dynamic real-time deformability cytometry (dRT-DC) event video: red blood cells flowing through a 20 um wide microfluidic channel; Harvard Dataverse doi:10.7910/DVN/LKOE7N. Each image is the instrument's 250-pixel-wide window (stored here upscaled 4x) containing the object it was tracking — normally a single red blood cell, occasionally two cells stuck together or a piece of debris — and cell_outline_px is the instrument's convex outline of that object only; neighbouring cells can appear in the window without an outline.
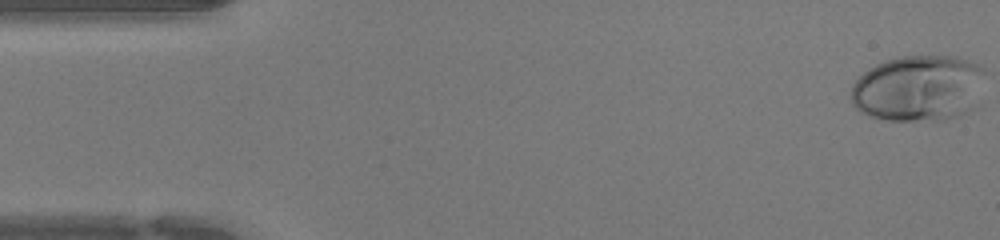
{"species": "human", "species_latin": "Homo sapiens", "temperature_condition": "warm", "stored_images_in_passage": 44, "camera_frame_rate_fps": 3000, "um_per_image_px": 0.085, "donor": {"sex": "female"}, "frame": {"image": 1, "passage_image": 1, "time_ms": 0.0, "image_size_px": [1000, 240], "cell_outline_px": [[984, 72], [980, 108], [960, 116], [944, 120], [888, 120], [868, 116], [860, 112], [852, 104], [852, 84], [868, 68], [876, 64], [900, 56], [956, 56], [968, 60], [984, 68]], "centroid_in_image_um": [78.15, 7.52], "position_along_channel_um": 6.9, "area_um2": 52.77}}
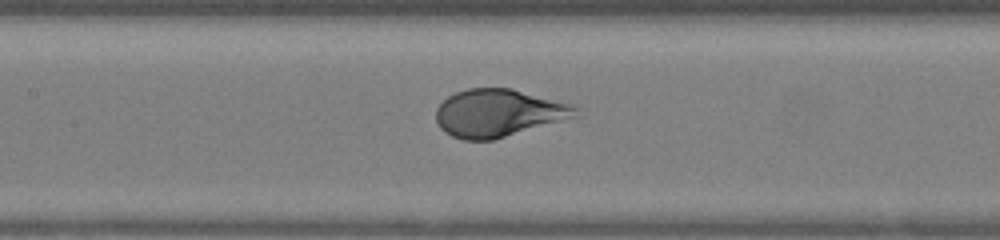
{"frame": {"image": 2, "passage_image": 20, "time_ms": 6.333, "image_size_px": [1000, 240], "cell_outline_px": [[580, 108], [576, 116], [492, 140], [464, 140], [452, 136], [444, 132], [440, 128], [436, 120], [436, 108], [448, 96], [456, 92], [468, 88], [512, 88], [572, 104]], "centroid_in_image_um": [42.34, 9.59], "position_along_channel_um": 165.1, "area_um2": 38.49}}
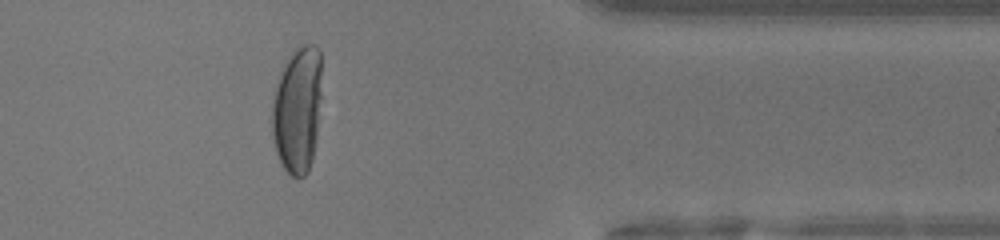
{"frame": {"image": 3, "passage_image": 36, "time_ms": 11.667, "image_size_px": [1000, 240], "cell_outline_px": [[320, 96], [316, 140], [312, 160], [308, 172], [304, 176], [292, 176], [284, 168], [276, 152], [272, 136], [272, 100], [276, 84], [280, 72], [292, 48], [300, 44], [316, 44], [320, 48]], "centroid_in_image_um": [25.26, 9.26], "position_along_channel_um": 386.1, "area_um2": 36.99}}